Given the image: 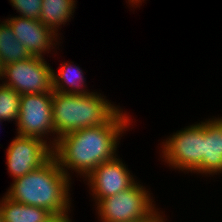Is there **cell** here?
<instances>
[{"label": "cell", "mask_w": 222, "mask_h": 222, "mask_svg": "<svg viewBox=\"0 0 222 222\" xmlns=\"http://www.w3.org/2000/svg\"><path fill=\"white\" fill-rule=\"evenodd\" d=\"M132 123V116L122 109L107 124L75 130L61 136L53 148V156L71 180L74 172L84 179L100 164L118 156L117 148L121 137L126 135V131L133 126Z\"/></svg>", "instance_id": "cell-1"}, {"label": "cell", "mask_w": 222, "mask_h": 222, "mask_svg": "<svg viewBox=\"0 0 222 222\" xmlns=\"http://www.w3.org/2000/svg\"><path fill=\"white\" fill-rule=\"evenodd\" d=\"M72 180L52 156L41 167L16 178L5 195L19 203L48 210L51 214L72 211Z\"/></svg>", "instance_id": "cell-2"}, {"label": "cell", "mask_w": 222, "mask_h": 222, "mask_svg": "<svg viewBox=\"0 0 222 222\" xmlns=\"http://www.w3.org/2000/svg\"><path fill=\"white\" fill-rule=\"evenodd\" d=\"M99 92L87 95L58 93L53 91L52 113L56 136L79 129L109 123L123 108Z\"/></svg>", "instance_id": "cell-3"}, {"label": "cell", "mask_w": 222, "mask_h": 222, "mask_svg": "<svg viewBox=\"0 0 222 222\" xmlns=\"http://www.w3.org/2000/svg\"><path fill=\"white\" fill-rule=\"evenodd\" d=\"M204 120L190 124L160 142V158L172 170L202 175Z\"/></svg>", "instance_id": "cell-4"}, {"label": "cell", "mask_w": 222, "mask_h": 222, "mask_svg": "<svg viewBox=\"0 0 222 222\" xmlns=\"http://www.w3.org/2000/svg\"><path fill=\"white\" fill-rule=\"evenodd\" d=\"M138 180L129 188L101 199L95 205L100 222H134L144 219L157 205L152 193Z\"/></svg>", "instance_id": "cell-5"}, {"label": "cell", "mask_w": 222, "mask_h": 222, "mask_svg": "<svg viewBox=\"0 0 222 222\" xmlns=\"http://www.w3.org/2000/svg\"><path fill=\"white\" fill-rule=\"evenodd\" d=\"M52 97L53 93L22 94L15 126L18 135L45 140L54 148L59 138L54 132Z\"/></svg>", "instance_id": "cell-6"}, {"label": "cell", "mask_w": 222, "mask_h": 222, "mask_svg": "<svg viewBox=\"0 0 222 222\" xmlns=\"http://www.w3.org/2000/svg\"><path fill=\"white\" fill-rule=\"evenodd\" d=\"M52 69L45 57L31 56L5 65L1 69L0 81L20 95L53 93Z\"/></svg>", "instance_id": "cell-7"}, {"label": "cell", "mask_w": 222, "mask_h": 222, "mask_svg": "<svg viewBox=\"0 0 222 222\" xmlns=\"http://www.w3.org/2000/svg\"><path fill=\"white\" fill-rule=\"evenodd\" d=\"M6 149V165L13 180L36 170L53 156V148L45 140L16 135Z\"/></svg>", "instance_id": "cell-8"}, {"label": "cell", "mask_w": 222, "mask_h": 222, "mask_svg": "<svg viewBox=\"0 0 222 222\" xmlns=\"http://www.w3.org/2000/svg\"><path fill=\"white\" fill-rule=\"evenodd\" d=\"M119 157L103 162L83 180L89 186L94 205L101 199L126 190L137 181L128 165Z\"/></svg>", "instance_id": "cell-9"}, {"label": "cell", "mask_w": 222, "mask_h": 222, "mask_svg": "<svg viewBox=\"0 0 222 222\" xmlns=\"http://www.w3.org/2000/svg\"><path fill=\"white\" fill-rule=\"evenodd\" d=\"M4 21L10 26L15 37L24 45L31 56L44 57L46 53L51 54V51L54 55L57 53V48L59 50L58 46L62 43L60 42L62 36L57 35L39 20L15 15Z\"/></svg>", "instance_id": "cell-10"}, {"label": "cell", "mask_w": 222, "mask_h": 222, "mask_svg": "<svg viewBox=\"0 0 222 222\" xmlns=\"http://www.w3.org/2000/svg\"><path fill=\"white\" fill-rule=\"evenodd\" d=\"M222 174V116L204 121L202 177Z\"/></svg>", "instance_id": "cell-11"}, {"label": "cell", "mask_w": 222, "mask_h": 222, "mask_svg": "<svg viewBox=\"0 0 222 222\" xmlns=\"http://www.w3.org/2000/svg\"><path fill=\"white\" fill-rule=\"evenodd\" d=\"M73 63V61L62 62L58 72L52 69V89L58 93L87 95L90 90L86 87L84 71Z\"/></svg>", "instance_id": "cell-12"}, {"label": "cell", "mask_w": 222, "mask_h": 222, "mask_svg": "<svg viewBox=\"0 0 222 222\" xmlns=\"http://www.w3.org/2000/svg\"><path fill=\"white\" fill-rule=\"evenodd\" d=\"M77 0H42L39 21L51 28L57 35L63 27L74 17ZM60 29V30H59Z\"/></svg>", "instance_id": "cell-13"}, {"label": "cell", "mask_w": 222, "mask_h": 222, "mask_svg": "<svg viewBox=\"0 0 222 222\" xmlns=\"http://www.w3.org/2000/svg\"><path fill=\"white\" fill-rule=\"evenodd\" d=\"M0 209L4 222H44L52 215L46 209L16 202L5 194L0 199Z\"/></svg>", "instance_id": "cell-14"}, {"label": "cell", "mask_w": 222, "mask_h": 222, "mask_svg": "<svg viewBox=\"0 0 222 222\" xmlns=\"http://www.w3.org/2000/svg\"><path fill=\"white\" fill-rule=\"evenodd\" d=\"M31 55L15 37L10 26L0 20V64L5 65L15 63L30 58Z\"/></svg>", "instance_id": "cell-15"}, {"label": "cell", "mask_w": 222, "mask_h": 222, "mask_svg": "<svg viewBox=\"0 0 222 222\" xmlns=\"http://www.w3.org/2000/svg\"><path fill=\"white\" fill-rule=\"evenodd\" d=\"M20 94L0 82V120L15 121L19 118Z\"/></svg>", "instance_id": "cell-16"}, {"label": "cell", "mask_w": 222, "mask_h": 222, "mask_svg": "<svg viewBox=\"0 0 222 222\" xmlns=\"http://www.w3.org/2000/svg\"><path fill=\"white\" fill-rule=\"evenodd\" d=\"M20 17L39 20L42 0H9Z\"/></svg>", "instance_id": "cell-17"}, {"label": "cell", "mask_w": 222, "mask_h": 222, "mask_svg": "<svg viewBox=\"0 0 222 222\" xmlns=\"http://www.w3.org/2000/svg\"><path fill=\"white\" fill-rule=\"evenodd\" d=\"M159 209H161V208L157 207L152 213H150L144 219L137 220L134 222H166L167 218H165V215H164L165 213H163V211L159 212L158 211Z\"/></svg>", "instance_id": "cell-18"}, {"label": "cell", "mask_w": 222, "mask_h": 222, "mask_svg": "<svg viewBox=\"0 0 222 222\" xmlns=\"http://www.w3.org/2000/svg\"><path fill=\"white\" fill-rule=\"evenodd\" d=\"M71 211L60 213V214H52L46 221L44 222H72ZM74 222V221H73Z\"/></svg>", "instance_id": "cell-19"}, {"label": "cell", "mask_w": 222, "mask_h": 222, "mask_svg": "<svg viewBox=\"0 0 222 222\" xmlns=\"http://www.w3.org/2000/svg\"><path fill=\"white\" fill-rule=\"evenodd\" d=\"M128 2H127V4H129L131 7H133V9H134V7L135 8H140V6L143 4V3H145L144 1L145 0H127ZM143 2V3H142ZM140 5V6H139Z\"/></svg>", "instance_id": "cell-20"}, {"label": "cell", "mask_w": 222, "mask_h": 222, "mask_svg": "<svg viewBox=\"0 0 222 222\" xmlns=\"http://www.w3.org/2000/svg\"><path fill=\"white\" fill-rule=\"evenodd\" d=\"M0 222H4V218H3V215H2L1 209H0Z\"/></svg>", "instance_id": "cell-21"}]
</instances>
